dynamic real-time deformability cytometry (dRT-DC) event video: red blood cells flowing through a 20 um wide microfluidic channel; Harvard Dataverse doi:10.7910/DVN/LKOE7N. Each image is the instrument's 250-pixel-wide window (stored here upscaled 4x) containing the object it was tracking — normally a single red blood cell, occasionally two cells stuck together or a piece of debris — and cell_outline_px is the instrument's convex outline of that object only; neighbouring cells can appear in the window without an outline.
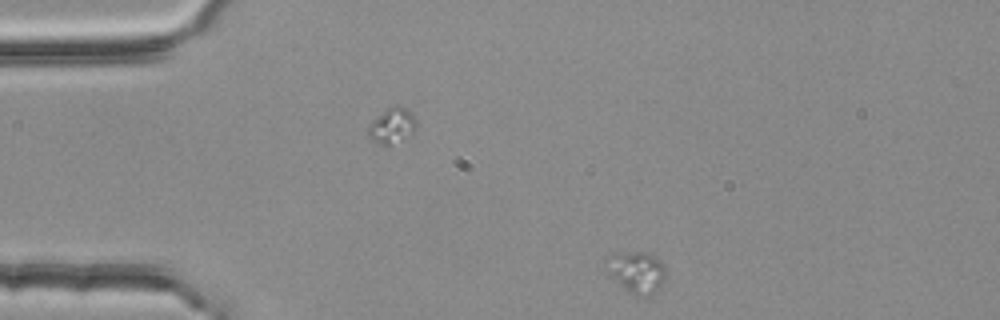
{"species": "common noctule bat (a hibernating species)", "species_latin": "Nyctalus noctula", "temperature_condition": "room temperature", "stored_images_in_passage": 11, "camera_frame_rate_fps": 3000, "um_per_image_px": 0.085, "animal": {"sex": "female", "body_mass_g": 25.1}, "frame": {"image": 1, "passage_image": 1, "time_ms": 0.0, "image_size_px": [1000, 320], "cell_outline_px": [[668, 268], [664, 280], [660, 288], [652, 296], [632, 296], [608, 272], [604, 260], [604, 256], [612, 252], [648, 252], [660, 260]], "centroid_in_image_um": [54.12, 23.11], "position_along_channel_um": 30.9, "area_um2": 15.03}}